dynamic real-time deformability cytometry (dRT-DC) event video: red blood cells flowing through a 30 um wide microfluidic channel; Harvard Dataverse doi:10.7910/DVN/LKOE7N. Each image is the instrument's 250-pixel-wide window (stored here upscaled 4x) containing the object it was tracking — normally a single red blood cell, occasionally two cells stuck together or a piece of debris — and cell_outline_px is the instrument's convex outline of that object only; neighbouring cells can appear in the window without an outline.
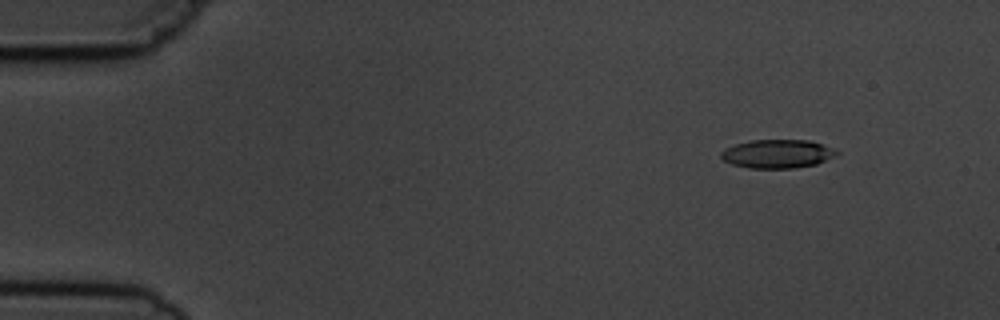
{"species": "common noctule bat (a hibernating species)", "species_latin": "Nyctalus noctula", "temperature_condition": "cold", "stored_images_in_passage": 2, "camera_frame_rate_fps": 3000, "um_per_image_px": 0.085, "animal": {"sex": "male", "body_mass_g": 19.5, "forearm_length_mm": 54.6}, "frame": {"image": 1, "passage_image": 2, "time_ms": 2.333, "image_size_px": [1000, 320], "cell_outline_px": [[840, 152], [836, 156], [816, 164], [796, 168], [748, 168], [732, 164], [724, 160], [720, 156], [720, 152], [724, 148], [736, 144], [752, 140], [808, 140], [832, 148]], "centroid_in_image_um": [66.07, 13.08], "position_along_channel_um": 18.9, "area_um2": 19.25}}